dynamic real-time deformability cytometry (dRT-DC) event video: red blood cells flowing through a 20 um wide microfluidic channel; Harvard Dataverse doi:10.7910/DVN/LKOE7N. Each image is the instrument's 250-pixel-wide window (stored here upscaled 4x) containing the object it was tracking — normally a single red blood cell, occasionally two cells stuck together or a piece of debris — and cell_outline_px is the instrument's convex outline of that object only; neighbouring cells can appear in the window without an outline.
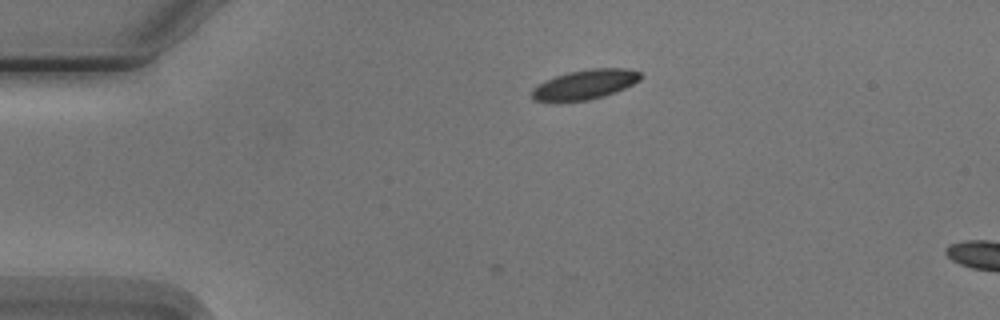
{"species": "Egyptian fruit bat (a non-hibernating species)", "species_latin": "Rousettus aegyptiacus", "temperature_condition": "cold", "stored_images_in_passage": 4, "camera_frame_rate_fps": 3000, "um_per_image_px": 0.085, "animal": {"sex": "male"}, "frame": {"image": 1, "passage_image": 4, "time_ms": 3.667, "image_size_px": [1000, 320], "cell_outline_px": [[644, 76], [640, 80], [616, 92], [604, 96], [588, 100], [532, 100], [532, 88], [544, 80], [568, 72], [588, 68], [628, 68], [640, 72]], "centroid_in_image_um": [49.77, 7.15], "position_along_channel_um": 35.2, "area_um2": 18.67}}